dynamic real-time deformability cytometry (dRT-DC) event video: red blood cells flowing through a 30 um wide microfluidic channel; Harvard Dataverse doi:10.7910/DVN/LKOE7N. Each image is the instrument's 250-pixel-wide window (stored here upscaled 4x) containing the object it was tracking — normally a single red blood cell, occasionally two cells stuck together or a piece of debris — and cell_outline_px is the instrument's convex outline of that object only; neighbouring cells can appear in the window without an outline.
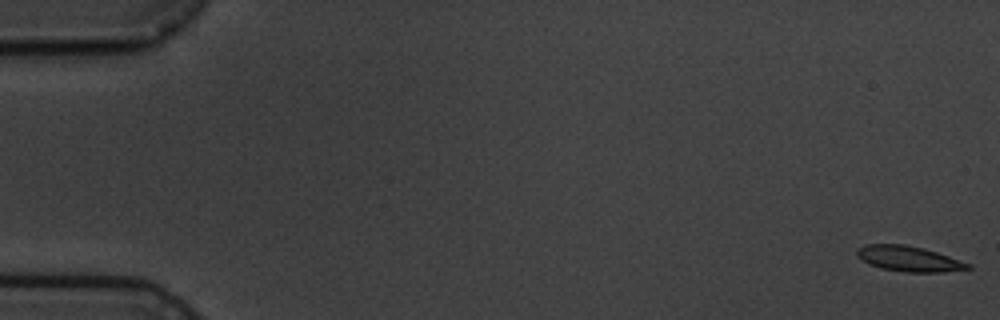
{"species": "common noctule bat (a hibernating species)", "species_latin": "Nyctalus noctula", "temperature_condition": "cold", "stored_images_in_passage": 5, "camera_frame_rate_fps": 3000, "um_per_image_px": 0.085, "animal": {"sex": "male", "body_mass_g": 19.5, "forearm_length_mm": 54.6}, "frame": {"image": 1, "passage_image": 1, "time_ms": 0.0, "image_size_px": [1000, 320], "cell_outline_px": [[972, 268], [944, 272], [904, 272], [880, 268], [868, 264], [860, 260], [856, 256], [856, 252], [864, 244], [904, 244], [924, 248], [972, 264]], "centroid_in_image_um": [77.23, 22.0], "position_along_channel_um": 7.8, "area_um2": 16.53}}
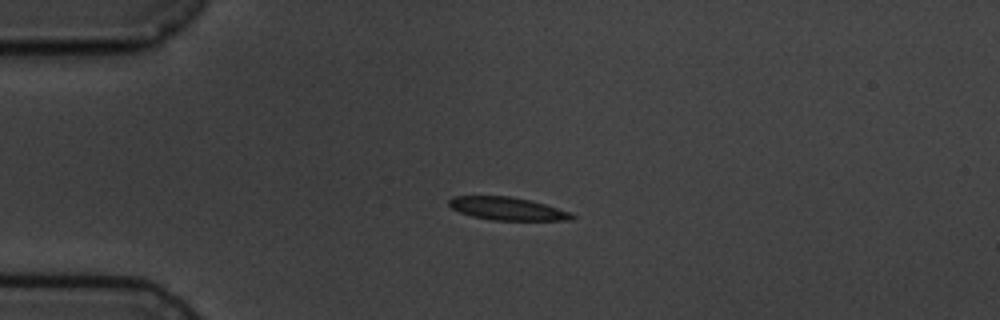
{"frame": {"image": 2, "passage_image": 4, "time_ms": 4.333, "image_size_px": [1000, 320], "cell_outline_px": [[576, 216], [572, 220], [492, 220], [472, 216], [460, 212], [452, 208], [448, 204], [448, 200], [452, 196], [512, 196], [532, 200], [568, 212]], "centroid_in_image_um": [43.09, 17.73], "position_along_channel_um": 41.9, "area_um2": 16.36}}